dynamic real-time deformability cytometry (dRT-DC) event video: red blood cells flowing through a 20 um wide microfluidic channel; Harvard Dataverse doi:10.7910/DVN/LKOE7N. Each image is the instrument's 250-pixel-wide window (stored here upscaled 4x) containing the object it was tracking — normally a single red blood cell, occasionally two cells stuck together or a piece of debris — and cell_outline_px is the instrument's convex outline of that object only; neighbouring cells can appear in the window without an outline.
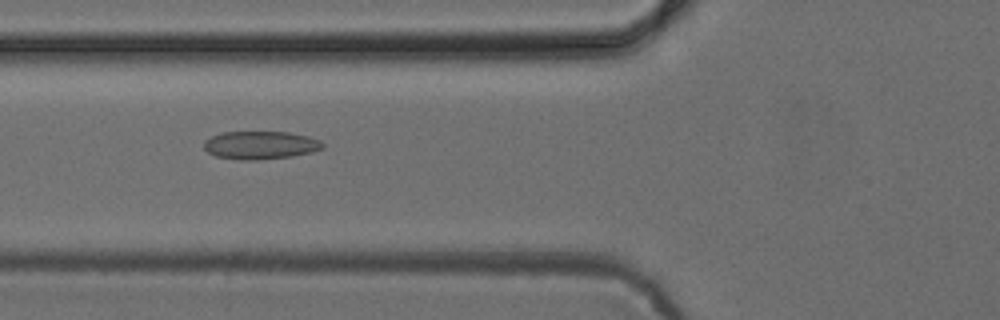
{"species": "common noctule bat (a hibernating species)", "species_latin": "Nyctalus noctula", "temperature_condition": "cold", "stored_images_in_passage": 6, "camera_frame_rate_fps": 3000, "um_per_image_px": 0.085, "animal": {"sex": "female", "body_mass_g": 24.6, "forearm_length_mm": 56.2}, "frame": {"image": 1, "passage_image": 4, "time_ms": 5.0, "image_size_px": [1000, 320], "cell_outline_px": [[324, 148], [312, 152], [292, 156], [256, 160], [240, 160], [216, 156], [208, 152], [204, 148], [204, 140], [212, 136], [224, 132], [288, 132], [308, 136], [320, 140], [324, 144]], "centroid_in_image_um": [22.15, 12.34], "position_along_channel_um": 103.7, "area_um2": 19.42}}
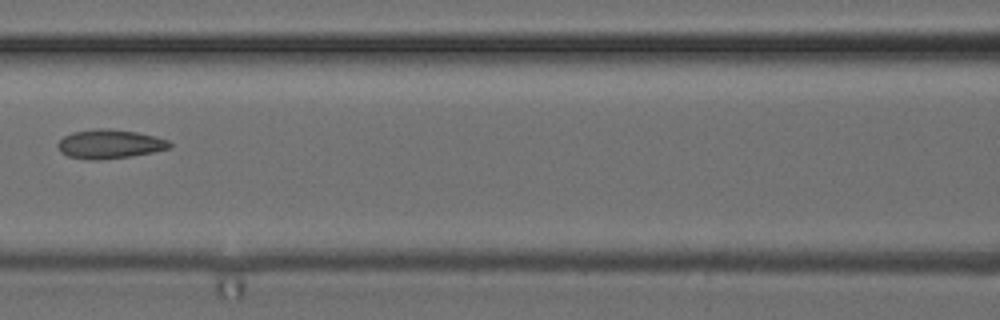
{"frame": {"image": 2, "passage_image": 5, "time_ms": 6.333, "image_size_px": [1000, 320], "cell_outline_px": [[172, 148], [132, 156], [96, 160], [88, 160], [68, 156], [60, 152], [56, 144], [64, 136], [72, 132], [100, 128], [108, 128], [136, 132], [156, 136], [168, 140], [172, 144]], "centroid_in_image_um": [9.32, 12.24], "position_along_channel_um": 157.3, "area_um2": 19.02}}
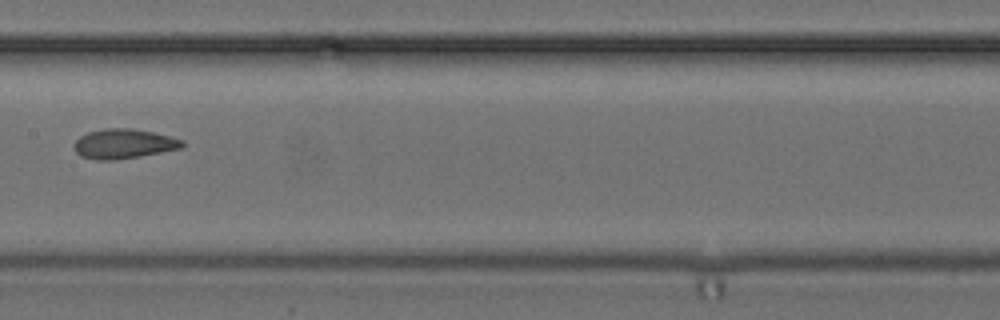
{"frame": {"image": 3, "passage_image": 6, "time_ms": 7.333, "image_size_px": [1000, 320], "cell_outline_px": [[184, 144], [180, 148], [140, 156], [116, 160], [96, 160], [80, 156], [76, 152], [76, 140], [80, 136], [88, 132], [104, 128], [132, 128], [152, 132], [184, 140]], "centroid_in_image_um": [10.5, 12.22], "position_along_channel_um": 196.9, "area_um2": 18.5}}